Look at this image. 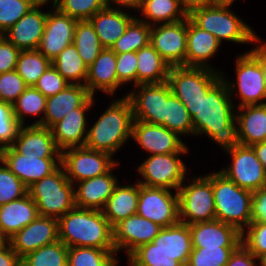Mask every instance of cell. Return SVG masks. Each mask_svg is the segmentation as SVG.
<instances>
[{
  "mask_svg": "<svg viewBox=\"0 0 266 266\" xmlns=\"http://www.w3.org/2000/svg\"><path fill=\"white\" fill-rule=\"evenodd\" d=\"M179 219L184 224L209 222L216 219L212 188V173L194 176L177 190Z\"/></svg>",
  "mask_w": 266,
  "mask_h": 266,
  "instance_id": "9",
  "label": "cell"
},
{
  "mask_svg": "<svg viewBox=\"0 0 266 266\" xmlns=\"http://www.w3.org/2000/svg\"><path fill=\"white\" fill-rule=\"evenodd\" d=\"M73 44L87 67L95 61L104 49L89 20L77 21Z\"/></svg>",
  "mask_w": 266,
  "mask_h": 266,
  "instance_id": "39",
  "label": "cell"
},
{
  "mask_svg": "<svg viewBox=\"0 0 266 266\" xmlns=\"http://www.w3.org/2000/svg\"><path fill=\"white\" fill-rule=\"evenodd\" d=\"M118 162L108 153L85 146L68 148L61 152V166L73 185L109 172Z\"/></svg>",
  "mask_w": 266,
  "mask_h": 266,
  "instance_id": "12",
  "label": "cell"
},
{
  "mask_svg": "<svg viewBox=\"0 0 266 266\" xmlns=\"http://www.w3.org/2000/svg\"><path fill=\"white\" fill-rule=\"evenodd\" d=\"M28 187L1 161L0 162V206L23 198Z\"/></svg>",
  "mask_w": 266,
  "mask_h": 266,
  "instance_id": "46",
  "label": "cell"
},
{
  "mask_svg": "<svg viewBox=\"0 0 266 266\" xmlns=\"http://www.w3.org/2000/svg\"><path fill=\"white\" fill-rule=\"evenodd\" d=\"M251 147L266 171V142H259L251 145Z\"/></svg>",
  "mask_w": 266,
  "mask_h": 266,
  "instance_id": "61",
  "label": "cell"
},
{
  "mask_svg": "<svg viewBox=\"0 0 266 266\" xmlns=\"http://www.w3.org/2000/svg\"><path fill=\"white\" fill-rule=\"evenodd\" d=\"M50 65L51 61L38 50H21L15 70L28 86H34Z\"/></svg>",
  "mask_w": 266,
  "mask_h": 266,
  "instance_id": "42",
  "label": "cell"
},
{
  "mask_svg": "<svg viewBox=\"0 0 266 266\" xmlns=\"http://www.w3.org/2000/svg\"><path fill=\"white\" fill-rule=\"evenodd\" d=\"M216 220L236 227L241 233L251 223L253 192L240 188L220 171L212 173Z\"/></svg>",
  "mask_w": 266,
  "mask_h": 266,
  "instance_id": "5",
  "label": "cell"
},
{
  "mask_svg": "<svg viewBox=\"0 0 266 266\" xmlns=\"http://www.w3.org/2000/svg\"><path fill=\"white\" fill-rule=\"evenodd\" d=\"M162 227L138 214L122 220L113 228V245L116 253L125 250L129 256L138 247L150 243Z\"/></svg>",
  "mask_w": 266,
  "mask_h": 266,
  "instance_id": "18",
  "label": "cell"
},
{
  "mask_svg": "<svg viewBox=\"0 0 266 266\" xmlns=\"http://www.w3.org/2000/svg\"><path fill=\"white\" fill-rule=\"evenodd\" d=\"M77 21L52 6L47 12L43 36L37 50L52 61L73 43Z\"/></svg>",
  "mask_w": 266,
  "mask_h": 266,
  "instance_id": "16",
  "label": "cell"
},
{
  "mask_svg": "<svg viewBox=\"0 0 266 266\" xmlns=\"http://www.w3.org/2000/svg\"><path fill=\"white\" fill-rule=\"evenodd\" d=\"M51 4L78 21L89 20L106 7L105 0H53Z\"/></svg>",
  "mask_w": 266,
  "mask_h": 266,
  "instance_id": "44",
  "label": "cell"
},
{
  "mask_svg": "<svg viewBox=\"0 0 266 266\" xmlns=\"http://www.w3.org/2000/svg\"><path fill=\"white\" fill-rule=\"evenodd\" d=\"M255 44L256 46L248 51L259 61L266 84V42L259 37Z\"/></svg>",
  "mask_w": 266,
  "mask_h": 266,
  "instance_id": "58",
  "label": "cell"
},
{
  "mask_svg": "<svg viewBox=\"0 0 266 266\" xmlns=\"http://www.w3.org/2000/svg\"><path fill=\"white\" fill-rule=\"evenodd\" d=\"M2 162L27 187L55 172L61 166V158L27 157L11 146L2 149Z\"/></svg>",
  "mask_w": 266,
  "mask_h": 266,
  "instance_id": "20",
  "label": "cell"
},
{
  "mask_svg": "<svg viewBox=\"0 0 266 266\" xmlns=\"http://www.w3.org/2000/svg\"><path fill=\"white\" fill-rule=\"evenodd\" d=\"M119 164L118 162L105 174L75 183L74 186L77 187L74 188L75 206L102 210L118 184V178L112 172Z\"/></svg>",
  "mask_w": 266,
  "mask_h": 266,
  "instance_id": "26",
  "label": "cell"
},
{
  "mask_svg": "<svg viewBox=\"0 0 266 266\" xmlns=\"http://www.w3.org/2000/svg\"><path fill=\"white\" fill-rule=\"evenodd\" d=\"M237 248H192L186 266H225Z\"/></svg>",
  "mask_w": 266,
  "mask_h": 266,
  "instance_id": "45",
  "label": "cell"
},
{
  "mask_svg": "<svg viewBox=\"0 0 266 266\" xmlns=\"http://www.w3.org/2000/svg\"><path fill=\"white\" fill-rule=\"evenodd\" d=\"M187 18L151 26L150 44L170 66H185Z\"/></svg>",
  "mask_w": 266,
  "mask_h": 266,
  "instance_id": "14",
  "label": "cell"
},
{
  "mask_svg": "<svg viewBox=\"0 0 266 266\" xmlns=\"http://www.w3.org/2000/svg\"><path fill=\"white\" fill-rule=\"evenodd\" d=\"M136 17V15L124 12V10L106 6L96 12L89 21L93 25L103 48L111 49Z\"/></svg>",
  "mask_w": 266,
  "mask_h": 266,
  "instance_id": "32",
  "label": "cell"
},
{
  "mask_svg": "<svg viewBox=\"0 0 266 266\" xmlns=\"http://www.w3.org/2000/svg\"><path fill=\"white\" fill-rule=\"evenodd\" d=\"M0 266H21V258L5 241L0 244Z\"/></svg>",
  "mask_w": 266,
  "mask_h": 266,
  "instance_id": "57",
  "label": "cell"
},
{
  "mask_svg": "<svg viewBox=\"0 0 266 266\" xmlns=\"http://www.w3.org/2000/svg\"><path fill=\"white\" fill-rule=\"evenodd\" d=\"M221 80L220 69L171 66L167 82L172 93L186 106L192 118L198 112L202 98Z\"/></svg>",
  "mask_w": 266,
  "mask_h": 266,
  "instance_id": "6",
  "label": "cell"
},
{
  "mask_svg": "<svg viewBox=\"0 0 266 266\" xmlns=\"http://www.w3.org/2000/svg\"><path fill=\"white\" fill-rule=\"evenodd\" d=\"M137 18L149 26L174 23L188 17L178 0H143Z\"/></svg>",
  "mask_w": 266,
  "mask_h": 266,
  "instance_id": "35",
  "label": "cell"
},
{
  "mask_svg": "<svg viewBox=\"0 0 266 266\" xmlns=\"http://www.w3.org/2000/svg\"><path fill=\"white\" fill-rule=\"evenodd\" d=\"M136 85L159 84L168 80L170 65L149 43L136 52Z\"/></svg>",
  "mask_w": 266,
  "mask_h": 266,
  "instance_id": "34",
  "label": "cell"
},
{
  "mask_svg": "<svg viewBox=\"0 0 266 266\" xmlns=\"http://www.w3.org/2000/svg\"><path fill=\"white\" fill-rule=\"evenodd\" d=\"M192 248L239 247L241 232L219 220L189 224Z\"/></svg>",
  "mask_w": 266,
  "mask_h": 266,
  "instance_id": "25",
  "label": "cell"
},
{
  "mask_svg": "<svg viewBox=\"0 0 266 266\" xmlns=\"http://www.w3.org/2000/svg\"><path fill=\"white\" fill-rule=\"evenodd\" d=\"M28 85L16 70L0 74V101L13 104Z\"/></svg>",
  "mask_w": 266,
  "mask_h": 266,
  "instance_id": "51",
  "label": "cell"
},
{
  "mask_svg": "<svg viewBox=\"0 0 266 266\" xmlns=\"http://www.w3.org/2000/svg\"><path fill=\"white\" fill-rule=\"evenodd\" d=\"M131 138L151 155L188 153V145L182 138L164 126L134 120Z\"/></svg>",
  "mask_w": 266,
  "mask_h": 266,
  "instance_id": "15",
  "label": "cell"
},
{
  "mask_svg": "<svg viewBox=\"0 0 266 266\" xmlns=\"http://www.w3.org/2000/svg\"><path fill=\"white\" fill-rule=\"evenodd\" d=\"M20 51L3 35H0V74L16 69Z\"/></svg>",
  "mask_w": 266,
  "mask_h": 266,
  "instance_id": "54",
  "label": "cell"
},
{
  "mask_svg": "<svg viewBox=\"0 0 266 266\" xmlns=\"http://www.w3.org/2000/svg\"><path fill=\"white\" fill-rule=\"evenodd\" d=\"M185 154L188 153L149 155L136 168L137 173L142 176L137 182L147 187L177 191L183 182H187V166L180 159Z\"/></svg>",
  "mask_w": 266,
  "mask_h": 266,
  "instance_id": "10",
  "label": "cell"
},
{
  "mask_svg": "<svg viewBox=\"0 0 266 266\" xmlns=\"http://www.w3.org/2000/svg\"><path fill=\"white\" fill-rule=\"evenodd\" d=\"M137 249H149V252H165L186 266L192 252L191 233L188 224L177 223L164 227L150 243Z\"/></svg>",
  "mask_w": 266,
  "mask_h": 266,
  "instance_id": "24",
  "label": "cell"
},
{
  "mask_svg": "<svg viewBox=\"0 0 266 266\" xmlns=\"http://www.w3.org/2000/svg\"><path fill=\"white\" fill-rule=\"evenodd\" d=\"M39 1H48V2H51V1H53V0H39Z\"/></svg>",
  "mask_w": 266,
  "mask_h": 266,
  "instance_id": "65",
  "label": "cell"
},
{
  "mask_svg": "<svg viewBox=\"0 0 266 266\" xmlns=\"http://www.w3.org/2000/svg\"><path fill=\"white\" fill-rule=\"evenodd\" d=\"M186 45L185 67H205L217 70L209 61L216 55L221 43L214 35L199 28L189 17H187Z\"/></svg>",
  "mask_w": 266,
  "mask_h": 266,
  "instance_id": "27",
  "label": "cell"
},
{
  "mask_svg": "<svg viewBox=\"0 0 266 266\" xmlns=\"http://www.w3.org/2000/svg\"><path fill=\"white\" fill-rule=\"evenodd\" d=\"M260 266H266V254L259 258Z\"/></svg>",
  "mask_w": 266,
  "mask_h": 266,
  "instance_id": "63",
  "label": "cell"
},
{
  "mask_svg": "<svg viewBox=\"0 0 266 266\" xmlns=\"http://www.w3.org/2000/svg\"><path fill=\"white\" fill-rule=\"evenodd\" d=\"M116 53L109 48H104L95 61L88 67L85 86L92 96L96 91L115 95L118 89V77L116 72Z\"/></svg>",
  "mask_w": 266,
  "mask_h": 266,
  "instance_id": "29",
  "label": "cell"
},
{
  "mask_svg": "<svg viewBox=\"0 0 266 266\" xmlns=\"http://www.w3.org/2000/svg\"><path fill=\"white\" fill-rule=\"evenodd\" d=\"M2 161V149L0 148V162Z\"/></svg>",
  "mask_w": 266,
  "mask_h": 266,
  "instance_id": "64",
  "label": "cell"
},
{
  "mask_svg": "<svg viewBox=\"0 0 266 266\" xmlns=\"http://www.w3.org/2000/svg\"><path fill=\"white\" fill-rule=\"evenodd\" d=\"M138 199V182L132 185H121L118 183L101 211L114 228L122 220L137 214Z\"/></svg>",
  "mask_w": 266,
  "mask_h": 266,
  "instance_id": "33",
  "label": "cell"
},
{
  "mask_svg": "<svg viewBox=\"0 0 266 266\" xmlns=\"http://www.w3.org/2000/svg\"><path fill=\"white\" fill-rule=\"evenodd\" d=\"M127 258L130 266H183L172 255L149 249H136Z\"/></svg>",
  "mask_w": 266,
  "mask_h": 266,
  "instance_id": "50",
  "label": "cell"
},
{
  "mask_svg": "<svg viewBox=\"0 0 266 266\" xmlns=\"http://www.w3.org/2000/svg\"><path fill=\"white\" fill-rule=\"evenodd\" d=\"M94 96H91L82 106L66 114L50 129L57 148L62 152L73 147H83L86 143L88 122L85 113L92 108Z\"/></svg>",
  "mask_w": 266,
  "mask_h": 266,
  "instance_id": "22",
  "label": "cell"
},
{
  "mask_svg": "<svg viewBox=\"0 0 266 266\" xmlns=\"http://www.w3.org/2000/svg\"><path fill=\"white\" fill-rule=\"evenodd\" d=\"M51 64L70 84L85 85L88 67L73 43L63 49Z\"/></svg>",
  "mask_w": 266,
  "mask_h": 266,
  "instance_id": "37",
  "label": "cell"
},
{
  "mask_svg": "<svg viewBox=\"0 0 266 266\" xmlns=\"http://www.w3.org/2000/svg\"><path fill=\"white\" fill-rule=\"evenodd\" d=\"M236 107L222 79L199 104L192 117L194 137L204 135L221 148L235 141Z\"/></svg>",
  "mask_w": 266,
  "mask_h": 266,
  "instance_id": "1",
  "label": "cell"
},
{
  "mask_svg": "<svg viewBox=\"0 0 266 266\" xmlns=\"http://www.w3.org/2000/svg\"><path fill=\"white\" fill-rule=\"evenodd\" d=\"M116 72L118 77V90L123 85L133 82L136 86L137 55L136 52L116 54Z\"/></svg>",
  "mask_w": 266,
  "mask_h": 266,
  "instance_id": "53",
  "label": "cell"
},
{
  "mask_svg": "<svg viewBox=\"0 0 266 266\" xmlns=\"http://www.w3.org/2000/svg\"><path fill=\"white\" fill-rule=\"evenodd\" d=\"M39 216L38 208L29 194L0 206V238L7 242Z\"/></svg>",
  "mask_w": 266,
  "mask_h": 266,
  "instance_id": "30",
  "label": "cell"
},
{
  "mask_svg": "<svg viewBox=\"0 0 266 266\" xmlns=\"http://www.w3.org/2000/svg\"><path fill=\"white\" fill-rule=\"evenodd\" d=\"M251 222L266 223V185L253 192L251 199Z\"/></svg>",
  "mask_w": 266,
  "mask_h": 266,
  "instance_id": "55",
  "label": "cell"
},
{
  "mask_svg": "<svg viewBox=\"0 0 266 266\" xmlns=\"http://www.w3.org/2000/svg\"><path fill=\"white\" fill-rule=\"evenodd\" d=\"M13 113V104L0 101V148H6L13 144L20 128Z\"/></svg>",
  "mask_w": 266,
  "mask_h": 266,
  "instance_id": "49",
  "label": "cell"
},
{
  "mask_svg": "<svg viewBox=\"0 0 266 266\" xmlns=\"http://www.w3.org/2000/svg\"><path fill=\"white\" fill-rule=\"evenodd\" d=\"M230 8L210 4L193 10L188 17L199 28L214 35L221 44L228 41L255 45L260 36Z\"/></svg>",
  "mask_w": 266,
  "mask_h": 266,
  "instance_id": "4",
  "label": "cell"
},
{
  "mask_svg": "<svg viewBox=\"0 0 266 266\" xmlns=\"http://www.w3.org/2000/svg\"><path fill=\"white\" fill-rule=\"evenodd\" d=\"M236 79L229 81L222 73V79L226 83L230 97L233 95L240 99L236 108L248 105L266 104V84L259 61L248 51L237 56L235 60Z\"/></svg>",
  "mask_w": 266,
  "mask_h": 266,
  "instance_id": "8",
  "label": "cell"
},
{
  "mask_svg": "<svg viewBox=\"0 0 266 266\" xmlns=\"http://www.w3.org/2000/svg\"><path fill=\"white\" fill-rule=\"evenodd\" d=\"M234 142L245 146L266 142V104L236 108Z\"/></svg>",
  "mask_w": 266,
  "mask_h": 266,
  "instance_id": "28",
  "label": "cell"
},
{
  "mask_svg": "<svg viewBox=\"0 0 266 266\" xmlns=\"http://www.w3.org/2000/svg\"><path fill=\"white\" fill-rule=\"evenodd\" d=\"M126 96L131 101L134 120L164 126L165 82L136 85Z\"/></svg>",
  "mask_w": 266,
  "mask_h": 266,
  "instance_id": "17",
  "label": "cell"
},
{
  "mask_svg": "<svg viewBox=\"0 0 266 266\" xmlns=\"http://www.w3.org/2000/svg\"><path fill=\"white\" fill-rule=\"evenodd\" d=\"M74 188L60 166L51 175L28 187V194L37 205L39 216L58 219L75 207Z\"/></svg>",
  "mask_w": 266,
  "mask_h": 266,
  "instance_id": "7",
  "label": "cell"
},
{
  "mask_svg": "<svg viewBox=\"0 0 266 266\" xmlns=\"http://www.w3.org/2000/svg\"><path fill=\"white\" fill-rule=\"evenodd\" d=\"M241 244L256 258L266 254V223L251 222L241 233Z\"/></svg>",
  "mask_w": 266,
  "mask_h": 266,
  "instance_id": "48",
  "label": "cell"
},
{
  "mask_svg": "<svg viewBox=\"0 0 266 266\" xmlns=\"http://www.w3.org/2000/svg\"><path fill=\"white\" fill-rule=\"evenodd\" d=\"M150 31L151 26L136 17L111 49L116 54L137 52L150 43Z\"/></svg>",
  "mask_w": 266,
  "mask_h": 266,
  "instance_id": "41",
  "label": "cell"
},
{
  "mask_svg": "<svg viewBox=\"0 0 266 266\" xmlns=\"http://www.w3.org/2000/svg\"><path fill=\"white\" fill-rule=\"evenodd\" d=\"M111 101L104 113L88 129L85 147L115 156L131 139L133 118L132 104L125 95ZM119 149V150H118Z\"/></svg>",
  "mask_w": 266,
  "mask_h": 266,
  "instance_id": "3",
  "label": "cell"
},
{
  "mask_svg": "<svg viewBox=\"0 0 266 266\" xmlns=\"http://www.w3.org/2000/svg\"><path fill=\"white\" fill-rule=\"evenodd\" d=\"M68 247L58 240L42 246L21 259V266H67Z\"/></svg>",
  "mask_w": 266,
  "mask_h": 266,
  "instance_id": "43",
  "label": "cell"
},
{
  "mask_svg": "<svg viewBox=\"0 0 266 266\" xmlns=\"http://www.w3.org/2000/svg\"><path fill=\"white\" fill-rule=\"evenodd\" d=\"M222 149L231 157V164L219 170L227 178L251 192L266 185V171L251 146L233 142Z\"/></svg>",
  "mask_w": 266,
  "mask_h": 266,
  "instance_id": "11",
  "label": "cell"
},
{
  "mask_svg": "<svg viewBox=\"0 0 266 266\" xmlns=\"http://www.w3.org/2000/svg\"><path fill=\"white\" fill-rule=\"evenodd\" d=\"M11 147L27 157L61 158L51 129L40 125L20 126Z\"/></svg>",
  "mask_w": 266,
  "mask_h": 266,
  "instance_id": "23",
  "label": "cell"
},
{
  "mask_svg": "<svg viewBox=\"0 0 266 266\" xmlns=\"http://www.w3.org/2000/svg\"><path fill=\"white\" fill-rule=\"evenodd\" d=\"M119 261L116 251L92 247H68L67 266H117Z\"/></svg>",
  "mask_w": 266,
  "mask_h": 266,
  "instance_id": "40",
  "label": "cell"
},
{
  "mask_svg": "<svg viewBox=\"0 0 266 266\" xmlns=\"http://www.w3.org/2000/svg\"><path fill=\"white\" fill-rule=\"evenodd\" d=\"M91 96L85 85L69 84L64 90L47 98L41 126L51 128L66 114L82 106Z\"/></svg>",
  "mask_w": 266,
  "mask_h": 266,
  "instance_id": "31",
  "label": "cell"
},
{
  "mask_svg": "<svg viewBox=\"0 0 266 266\" xmlns=\"http://www.w3.org/2000/svg\"><path fill=\"white\" fill-rule=\"evenodd\" d=\"M47 97L34 86H28L26 90L13 103V113L21 126L26 125L27 117L41 116L29 125H42L46 109ZM25 123V124H24Z\"/></svg>",
  "mask_w": 266,
  "mask_h": 266,
  "instance_id": "38",
  "label": "cell"
},
{
  "mask_svg": "<svg viewBox=\"0 0 266 266\" xmlns=\"http://www.w3.org/2000/svg\"><path fill=\"white\" fill-rule=\"evenodd\" d=\"M236 0H211V5L232 7Z\"/></svg>",
  "mask_w": 266,
  "mask_h": 266,
  "instance_id": "62",
  "label": "cell"
},
{
  "mask_svg": "<svg viewBox=\"0 0 266 266\" xmlns=\"http://www.w3.org/2000/svg\"><path fill=\"white\" fill-rule=\"evenodd\" d=\"M181 8L189 15L193 10L210 5L211 0H178Z\"/></svg>",
  "mask_w": 266,
  "mask_h": 266,
  "instance_id": "60",
  "label": "cell"
},
{
  "mask_svg": "<svg viewBox=\"0 0 266 266\" xmlns=\"http://www.w3.org/2000/svg\"><path fill=\"white\" fill-rule=\"evenodd\" d=\"M58 237L67 247L116 251L113 245V227L101 210L75 206L58 218Z\"/></svg>",
  "mask_w": 266,
  "mask_h": 266,
  "instance_id": "2",
  "label": "cell"
},
{
  "mask_svg": "<svg viewBox=\"0 0 266 266\" xmlns=\"http://www.w3.org/2000/svg\"><path fill=\"white\" fill-rule=\"evenodd\" d=\"M173 193L166 188L139 184L137 214L157 223L162 228L179 223L178 193L177 191Z\"/></svg>",
  "mask_w": 266,
  "mask_h": 266,
  "instance_id": "13",
  "label": "cell"
},
{
  "mask_svg": "<svg viewBox=\"0 0 266 266\" xmlns=\"http://www.w3.org/2000/svg\"><path fill=\"white\" fill-rule=\"evenodd\" d=\"M225 266H260V263L259 258H256L241 244Z\"/></svg>",
  "mask_w": 266,
  "mask_h": 266,
  "instance_id": "56",
  "label": "cell"
},
{
  "mask_svg": "<svg viewBox=\"0 0 266 266\" xmlns=\"http://www.w3.org/2000/svg\"><path fill=\"white\" fill-rule=\"evenodd\" d=\"M164 127L177 133L180 137L193 136L192 118L186 106L172 93L165 82Z\"/></svg>",
  "mask_w": 266,
  "mask_h": 266,
  "instance_id": "36",
  "label": "cell"
},
{
  "mask_svg": "<svg viewBox=\"0 0 266 266\" xmlns=\"http://www.w3.org/2000/svg\"><path fill=\"white\" fill-rule=\"evenodd\" d=\"M69 84L51 64L39 77L34 87L48 98L64 90Z\"/></svg>",
  "mask_w": 266,
  "mask_h": 266,
  "instance_id": "52",
  "label": "cell"
},
{
  "mask_svg": "<svg viewBox=\"0 0 266 266\" xmlns=\"http://www.w3.org/2000/svg\"><path fill=\"white\" fill-rule=\"evenodd\" d=\"M106 6L114 9L124 10H135L139 13V10L142 6L143 0H105ZM116 7H115V6Z\"/></svg>",
  "mask_w": 266,
  "mask_h": 266,
  "instance_id": "59",
  "label": "cell"
},
{
  "mask_svg": "<svg viewBox=\"0 0 266 266\" xmlns=\"http://www.w3.org/2000/svg\"><path fill=\"white\" fill-rule=\"evenodd\" d=\"M59 240L58 219L38 216L34 221L17 232L7 242L22 259L27 254L42 246L50 245Z\"/></svg>",
  "mask_w": 266,
  "mask_h": 266,
  "instance_id": "19",
  "label": "cell"
},
{
  "mask_svg": "<svg viewBox=\"0 0 266 266\" xmlns=\"http://www.w3.org/2000/svg\"><path fill=\"white\" fill-rule=\"evenodd\" d=\"M48 3L39 1L2 35L20 50H37L47 18V11L41 9Z\"/></svg>",
  "mask_w": 266,
  "mask_h": 266,
  "instance_id": "21",
  "label": "cell"
},
{
  "mask_svg": "<svg viewBox=\"0 0 266 266\" xmlns=\"http://www.w3.org/2000/svg\"><path fill=\"white\" fill-rule=\"evenodd\" d=\"M39 0H0V35L12 27Z\"/></svg>",
  "mask_w": 266,
  "mask_h": 266,
  "instance_id": "47",
  "label": "cell"
}]
</instances>
